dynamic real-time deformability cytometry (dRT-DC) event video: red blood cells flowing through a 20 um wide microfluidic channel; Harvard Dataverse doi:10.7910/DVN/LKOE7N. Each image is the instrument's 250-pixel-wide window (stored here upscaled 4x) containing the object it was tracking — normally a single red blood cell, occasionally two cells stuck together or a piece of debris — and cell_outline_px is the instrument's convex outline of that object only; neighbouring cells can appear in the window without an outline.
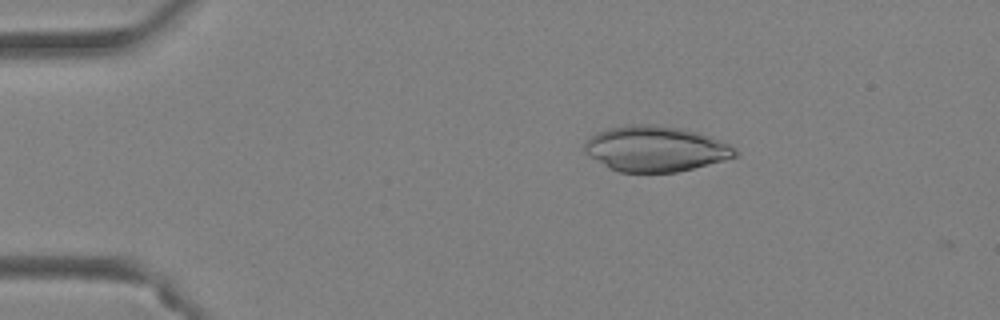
{"species": "Egyptian fruit bat (a non-hibernating species)", "species_latin": "Rousettus aegyptiacus", "temperature_condition": "warm", "stored_images_in_passage": 3, "camera_frame_rate_fps": 3000, "um_per_image_px": 0.085, "animal": {"sex": "female"}, "frame": {"image": 1, "passage_image": 1, "time_ms": 0.0, "image_size_px": [1000, 320], "cell_outline_px": [[740, 156], [676, 172], [620, 172], [608, 168], [584, 152], [584, 144], [596, 132], [608, 128], [628, 124], [656, 124], [680, 128], [696, 132], [720, 140], [736, 148]], "centroid_in_image_um": [55.71, 12.64], "position_along_channel_um": 29.3, "area_um2": 39.88}}